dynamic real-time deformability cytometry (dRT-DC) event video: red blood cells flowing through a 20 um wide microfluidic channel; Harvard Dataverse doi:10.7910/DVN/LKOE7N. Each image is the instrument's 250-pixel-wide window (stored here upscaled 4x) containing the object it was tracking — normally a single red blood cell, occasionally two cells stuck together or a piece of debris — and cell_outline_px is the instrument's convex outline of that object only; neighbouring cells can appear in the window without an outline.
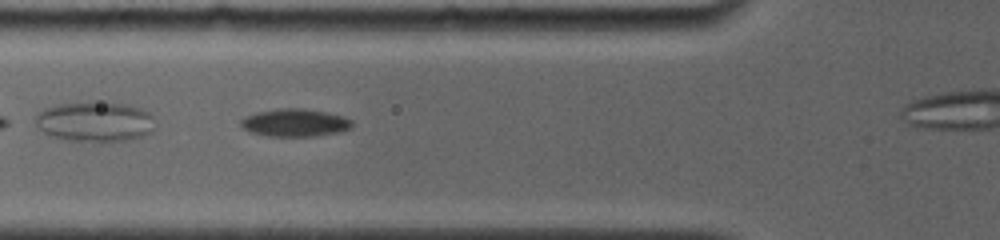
{"species": "common noctule bat (a hibernating species)", "species_latin": "Nyctalus noctula", "temperature_condition": "room temperature", "stored_images_in_passage": 9, "camera_frame_rate_fps": 4000, "um_per_image_px": 0.085, "animal": {"sex": "female", "body_mass_g": 19.0, "forearm_length_mm": 56.7}, "frame": {"image": 1, "passage_image": 4, "time_ms": 1.5, "image_size_px": [1000, 240], "cell_outline_px": [[352, 124], [348, 128], [340, 132], [316, 136], [268, 136], [252, 132], [244, 128], [240, 124], [240, 120], [244, 116], [256, 112], [280, 108], [304, 108], [344, 116], [352, 120]], "centroid_in_image_um": [25.05, 10.42], "position_along_channel_um": 100.7, "area_um2": 17.92}}
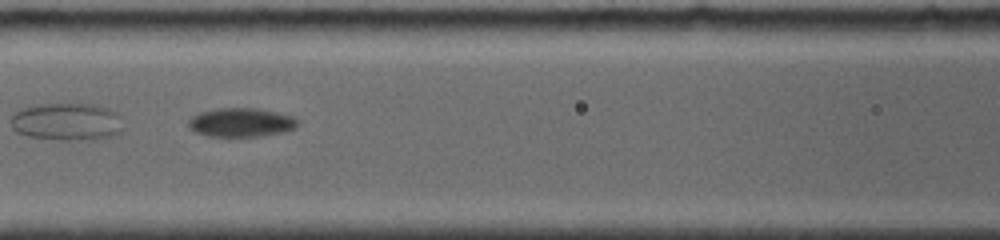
{"frame": {"image": 2, "passage_image": 6, "time_ms": 2.75, "image_size_px": [1000, 240], "cell_outline_px": [[300, 124], [296, 128], [284, 132], [260, 136], [208, 136], [196, 132], [188, 128], [188, 120], [192, 116], [200, 112], [216, 108], [256, 108], [276, 112], [292, 116]], "centroid_in_image_um": [20.48, 10.4], "position_along_channel_um": 146.1, "area_um2": 18.44}}
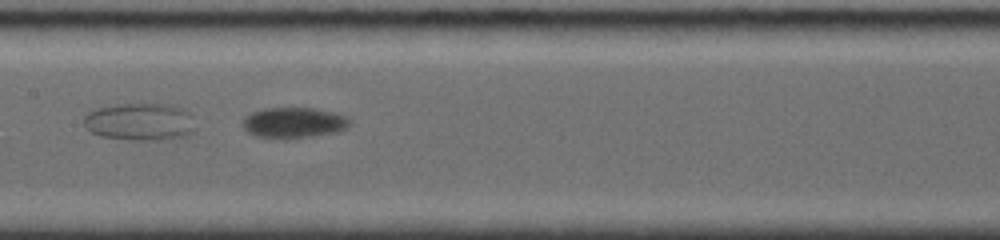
{"frame": {"image": 3, "passage_image": 8, "time_ms": 3.75, "image_size_px": [1000, 240], "cell_outline_px": [[352, 124], [348, 128], [336, 132], [312, 136], [256, 136], [248, 132], [244, 128], [244, 120], [252, 112], [264, 108], [312, 108], [332, 112], [348, 116], [352, 120]], "centroid_in_image_um": [25.07, 10.39], "position_along_channel_um": 182.3, "area_um2": 18.5}}